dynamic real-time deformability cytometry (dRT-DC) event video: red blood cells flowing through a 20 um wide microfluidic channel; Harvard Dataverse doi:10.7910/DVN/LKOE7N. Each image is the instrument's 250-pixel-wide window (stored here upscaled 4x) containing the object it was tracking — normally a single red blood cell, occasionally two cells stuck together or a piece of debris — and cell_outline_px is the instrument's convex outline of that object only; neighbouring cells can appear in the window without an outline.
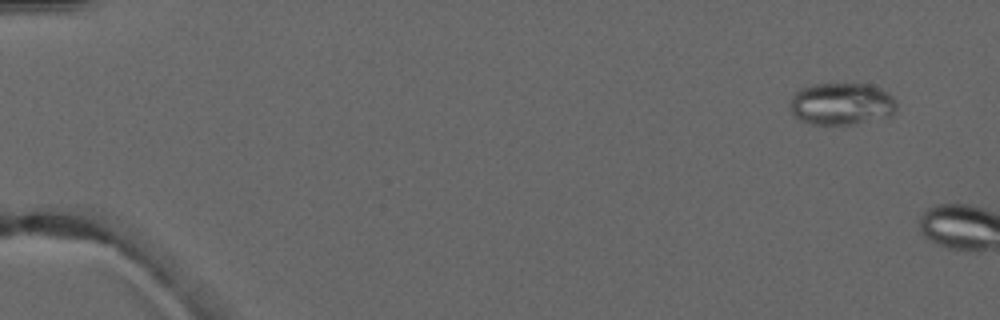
{"species": "common noctule bat (a hibernating species)", "species_latin": "Nyctalus noctula", "temperature_condition": "warm", "stored_images_in_passage": 3, "camera_frame_rate_fps": 3000, "um_per_image_px": 0.085, "animal": {"sex": "male", "forearm_length_mm": 52.5}, "frame": {"image": 1, "passage_image": 2, "time_ms": 1.0, "image_size_px": [1000, 320], "cell_outline_px": [[896, 108], [892, 116], [852, 124], [812, 124], [800, 120], [792, 112], [788, 100], [800, 88], [812, 84], [868, 84], [880, 88], [892, 96], [896, 100]], "centroid_in_image_um": [71.52, 8.82], "position_along_channel_um": 13.5, "area_um2": 26.24}}